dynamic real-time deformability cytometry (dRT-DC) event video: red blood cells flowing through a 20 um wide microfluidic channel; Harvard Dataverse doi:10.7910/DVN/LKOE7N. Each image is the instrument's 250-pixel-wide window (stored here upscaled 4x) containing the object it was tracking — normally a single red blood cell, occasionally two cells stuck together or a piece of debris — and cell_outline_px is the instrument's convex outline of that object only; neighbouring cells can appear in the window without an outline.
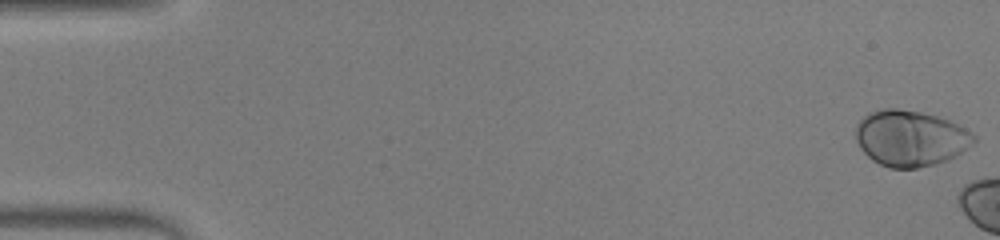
{"species": "human", "species_latin": "Homo sapiens", "temperature_condition": "warm", "stored_images_in_passage": 16, "camera_frame_rate_fps": 3000, "um_per_image_px": 0.085, "donor": {"sex": "male"}, "frame": {"image": 1, "passage_image": 1, "time_ms": 0.0, "image_size_px": [1000, 240], "cell_outline_px": [[976, 140], [972, 144], [956, 156], [948, 160], [936, 164], [916, 168], [892, 168], [880, 164], [872, 160], [860, 148], [856, 140], [856, 128], [860, 120], [868, 112], [884, 108], [896, 108], [920, 112], [936, 116], [948, 120], [972, 132], [976, 136]], "centroid_in_image_um": [77.38, 11.75], "position_along_channel_um": 7.6, "area_um2": 38.44}}